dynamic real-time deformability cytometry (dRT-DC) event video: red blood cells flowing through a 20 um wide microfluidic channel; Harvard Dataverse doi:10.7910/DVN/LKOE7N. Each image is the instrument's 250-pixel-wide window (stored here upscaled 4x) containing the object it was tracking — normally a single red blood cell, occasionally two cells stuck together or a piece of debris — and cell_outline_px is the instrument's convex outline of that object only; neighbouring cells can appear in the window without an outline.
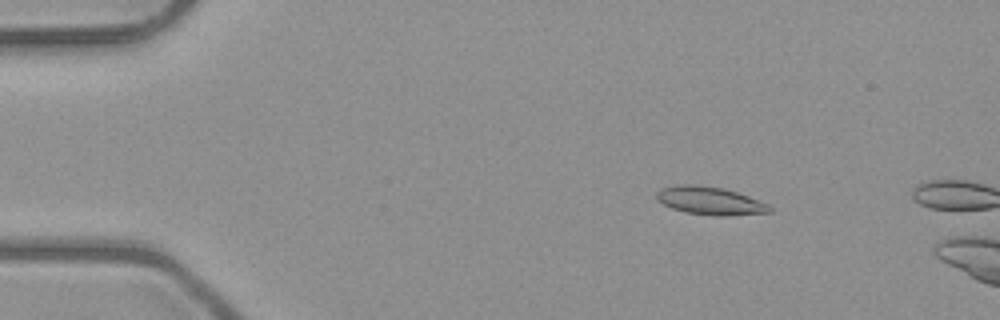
{"species": "common noctule bat (a hibernating species)", "species_latin": "Nyctalus noctula", "temperature_condition": "room temperature", "stored_images_in_passage": 4, "camera_frame_rate_fps": 3000, "um_per_image_px": 0.085, "animal": {"sex": "male", "body_mass_g": 23.1, "forearm_length_mm": 52.7}, "frame": {"image": 1, "passage_image": 1, "time_ms": 0.0, "image_size_px": [1000, 320], "cell_outline_px": [[772, 212], [724, 216], [716, 216], [688, 212], [672, 208], [656, 200], [656, 192], [660, 188], [676, 184], [696, 184], [724, 188], [748, 196], [768, 204], [772, 208]], "centroid_in_image_um": [60.32, 17.05], "position_along_channel_um": 24.7, "area_um2": 18.5}}